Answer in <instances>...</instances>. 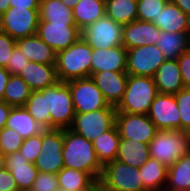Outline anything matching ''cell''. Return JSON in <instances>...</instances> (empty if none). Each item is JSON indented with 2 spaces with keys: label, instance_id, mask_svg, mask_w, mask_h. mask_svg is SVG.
<instances>
[{
  "label": "cell",
  "instance_id": "6da1fadb",
  "mask_svg": "<svg viewBox=\"0 0 190 191\" xmlns=\"http://www.w3.org/2000/svg\"><path fill=\"white\" fill-rule=\"evenodd\" d=\"M63 141L64 167L88 173L98 182L103 165L98 160L93 143L70 129H63Z\"/></svg>",
  "mask_w": 190,
  "mask_h": 191
},
{
  "label": "cell",
  "instance_id": "7a4b0ae2",
  "mask_svg": "<svg viewBox=\"0 0 190 191\" xmlns=\"http://www.w3.org/2000/svg\"><path fill=\"white\" fill-rule=\"evenodd\" d=\"M93 49L82 38L67 49L56 53V72L58 80L67 82L91 76V57Z\"/></svg>",
  "mask_w": 190,
  "mask_h": 191
},
{
  "label": "cell",
  "instance_id": "3957f363",
  "mask_svg": "<svg viewBox=\"0 0 190 191\" xmlns=\"http://www.w3.org/2000/svg\"><path fill=\"white\" fill-rule=\"evenodd\" d=\"M157 94L153 77L128 75L126 90L116 112L147 115Z\"/></svg>",
  "mask_w": 190,
  "mask_h": 191
},
{
  "label": "cell",
  "instance_id": "277c9868",
  "mask_svg": "<svg viewBox=\"0 0 190 191\" xmlns=\"http://www.w3.org/2000/svg\"><path fill=\"white\" fill-rule=\"evenodd\" d=\"M190 151L188 132L158 130L149 143V158L156 159L169 168Z\"/></svg>",
  "mask_w": 190,
  "mask_h": 191
},
{
  "label": "cell",
  "instance_id": "5b68a950",
  "mask_svg": "<svg viewBox=\"0 0 190 191\" xmlns=\"http://www.w3.org/2000/svg\"><path fill=\"white\" fill-rule=\"evenodd\" d=\"M47 114L51 116L52 129H69L75 110L72 94L67 82L58 81L46 88Z\"/></svg>",
  "mask_w": 190,
  "mask_h": 191
},
{
  "label": "cell",
  "instance_id": "8992f818",
  "mask_svg": "<svg viewBox=\"0 0 190 191\" xmlns=\"http://www.w3.org/2000/svg\"><path fill=\"white\" fill-rule=\"evenodd\" d=\"M99 182L112 191H147L139 168L114 160L103 166Z\"/></svg>",
  "mask_w": 190,
  "mask_h": 191
},
{
  "label": "cell",
  "instance_id": "52a82bcc",
  "mask_svg": "<svg viewBox=\"0 0 190 191\" xmlns=\"http://www.w3.org/2000/svg\"><path fill=\"white\" fill-rule=\"evenodd\" d=\"M39 9L9 7L0 16V31L17 40L37 34Z\"/></svg>",
  "mask_w": 190,
  "mask_h": 191
},
{
  "label": "cell",
  "instance_id": "ba28073f",
  "mask_svg": "<svg viewBox=\"0 0 190 191\" xmlns=\"http://www.w3.org/2000/svg\"><path fill=\"white\" fill-rule=\"evenodd\" d=\"M72 94L75 113L97 111L103 108H116L106 101L104 95L91 77L67 81Z\"/></svg>",
  "mask_w": 190,
  "mask_h": 191
},
{
  "label": "cell",
  "instance_id": "9c48e42d",
  "mask_svg": "<svg viewBox=\"0 0 190 191\" xmlns=\"http://www.w3.org/2000/svg\"><path fill=\"white\" fill-rule=\"evenodd\" d=\"M116 108H103L97 111L75 113L71 127L73 132L93 142L100 134L115 124Z\"/></svg>",
  "mask_w": 190,
  "mask_h": 191
},
{
  "label": "cell",
  "instance_id": "30bf717a",
  "mask_svg": "<svg viewBox=\"0 0 190 191\" xmlns=\"http://www.w3.org/2000/svg\"><path fill=\"white\" fill-rule=\"evenodd\" d=\"M63 145V129L42 131V147L34 162L38 172L57 174L64 168Z\"/></svg>",
  "mask_w": 190,
  "mask_h": 191
},
{
  "label": "cell",
  "instance_id": "8fae6325",
  "mask_svg": "<svg viewBox=\"0 0 190 191\" xmlns=\"http://www.w3.org/2000/svg\"><path fill=\"white\" fill-rule=\"evenodd\" d=\"M122 35L123 25L114 22L107 16L98 19L81 31V38L92 49H109L123 46Z\"/></svg>",
  "mask_w": 190,
  "mask_h": 191
},
{
  "label": "cell",
  "instance_id": "7c38bea8",
  "mask_svg": "<svg viewBox=\"0 0 190 191\" xmlns=\"http://www.w3.org/2000/svg\"><path fill=\"white\" fill-rule=\"evenodd\" d=\"M166 57L156 45H145L127 50L126 73L154 77Z\"/></svg>",
  "mask_w": 190,
  "mask_h": 191
},
{
  "label": "cell",
  "instance_id": "4fadbf2b",
  "mask_svg": "<svg viewBox=\"0 0 190 191\" xmlns=\"http://www.w3.org/2000/svg\"><path fill=\"white\" fill-rule=\"evenodd\" d=\"M115 125L120 138L149 144L158 129L148 115L116 112Z\"/></svg>",
  "mask_w": 190,
  "mask_h": 191
},
{
  "label": "cell",
  "instance_id": "5bb4252c",
  "mask_svg": "<svg viewBox=\"0 0 190 191\" xmlns=\"http://www.w3.org/2000/svg\"><path fill=\"white\" fill-rule=\"evenodd\" d=\"M147 115L158 130H181L180 111L174 94L158 93Z\"/></svg>",
  "mask_w": 190,
  "mask_h": 191
},
{
  "label": "cell",
  "instance_id": "9a60e30c",
  "mask_svg": "<svg viewBox=\"0 0 190 191\" xmlns=\"http://www.w3.org/2000/svg\"><path fill=\"white\" fill-rule=\"evenodd\" d=\"M37 35L57 53L80 39L81 30L76 25L39 21Z\"/></svg>",
  "mask_w": 190,
  "mask_h": 191
},
{
  "label": "cell",
  "instance_id": "2e32d148",
  "mask_svg": "<svg viewBox=\"0 0 190 191\" xmlns=\"http://www.w3.org/2000/svg\"><path fill=\"white\" fill-rule=\"evenodd\" d=\"M161 30L152 22L135 20L123 25V47L128 50L145 45H156Z\"/></svg>",
  "mask_w": 190,
  "mask_h": 191
},
{
  "label": "cell",
  "instance_id": "e0dca14e",
  "mask_svg": "<svg viewBox=\"0 0 190 191\" xmlns=\"http://www.w3.org/2000/svg\"><path fill=\"white\" fill-rule=\"evenodd\" d=\"M104 95L109 105L117 107L126 90V72L103 71L90 76Z\"/></svg>",
  "mask_w": 190,
  "mask_h": 191
},
{
  "label": "cell",
  "instance_id": "ac0fdd59",
  "mask_svg": "<svg viewBox=\"0 0 190 191\" xmlns=\"http://www.w3.org/2000/svg\"><path fill=\"white\" fill-rule=\"evenodd\" d=\"M127 50L123 46L93 49L91 75L103 71L126 72Z\"/></svg>",
  "mask_w": 190,
  "mask_h": 191
},
{
  "label": "cell",
  "instance_id": "d6986e66",
  "mask_svg": "<svg viewBox=\"0 0 190 191\" xmlns=\"http://www.w3.org/2000/svg\"><path fill=\"white\" fill-rule=\"evenodd\" d=\"M31 91H40L57 83L58 77L55 64H42L29 61L19 73Z\"/></svg>",
  "mask_w": 190,
  "mask_h": 191
},
{
  "label": "cell",
  "instance_id": "ffe728a7",
  "mask_svg": "<svg viewBox=\"0 0 190 191\" xmlns=\"http://www.w3.org/2000/svg\"><path fill=\"white\" fill-rule=\"evenodd\" d=\"M5 168L11 172L19 191H30L37 177L38 169L18 151L6 155Z\"/></svg>",
  "mask_w": 190,
  "mask_h": 191
},
{
  "label": "cell",
  "instance_id": "44dd1931",
  "mask_svg": "<svg viewBox=\"0 0 190 191\" xmlns=\"http://www.w3.org/2000/svg\"><path fill=\"white\" fill-rule=\"evenodd\" d=\"M153 78L158 93L176 94L184 88L177 59H166Z\"/></svg>",
  "mask_w": 190,
  "mask_h": 191
},
{
  "label": "cell",
  "instance_id": "7402d4cb",
  "mask_svg": "<svg viewBox=\"0 0 190 191\" xmlns=\"http://www.w3.org/2000/svg\"><path fill=\"white\" fill-rule=\"evenodd\" d=\"M16 46L29 61L56 64V52L37 34L17 39Z\"/></svg>",
  "mask_w": 190,
  "mask_h": 191
},
{
  "label": "cell",
  "instance_id": "603a6c76",
  "mask_svg": "<svg viewBox=\"0 0 190 191\" xmlns=\"http://www.w3.org/2000/svg\"><path fill=\"white\" fill-rule=\"evenodd\" d=\"M72 13L75 25L82 31L105 16V0H79Z\"/></svg>",
  "mask_w": 190,
  "mask_h": 191
},
{
  "label": "cell",
  "instance_id": "cb8c5ba5",
  "mask_svg": "<svg viewBox=\"0 0 190 191\" xmlns=\"http://www.w3.org/2000/svg\"><path fill=\"white\" fill-rule=\"evenodd\" d=\"M5 127L16 130L24 139L44 130L24 106L12 107Z\"/></svg>",
  "mask_w": 190,
  "mask_h": 191
},
{
  "label": "cell",
  "instance_id": "d4e9b609",
  "mask_svg": "<svg viewBox=\"0 0 190 191\" xmlns=\"http://www.w3.org/2000/svg\"><path fill=\"white\" fill-rule=\"evenodd\" d=\"M144 188L147 191H164L167 183L168 168L156 159L149 158L139 167Z\"/></svg>",
  "mask_w": 190,
  "mask_h": 191
},
{
  "label": "cell",
  "instance_id": "484cf974",
  "mask_svg": "<svg viewBox=\"0 0 190 191\" xmlns=\"http://www.w3.org/2000/svg\"><path fill=\"white\" fill-rule=\"evenodd\" d=\"M149 159V144L132 139L120 138L117 161L133 167H140Z\"/></svg>",
  "mask_w": 190,
  "mask_h": 191
},
{
  "label": "cell",
  "instance_id": "4316f807",
  "mask_svg": "<svg viewBox=\"0 0 190 191\" xmlns=\"http://www.w3.org/2000/svg\"><path fill=\"white\" fill-rule=\"evenodd\" d=\"M92 143L98 160L103 166L116 160L120 143L116 125L114 124L108 131L100 134Z\"/></svg>",
  "mask_w": 190,
  "mask_h": 191
},
{
  "label": "cell",
  "instance_id": "83f0119b",
  "mask_svg": "<svg viewBox=\"0 0 190 191\" xmlns=\"http://www.w3.org/2000/svg\"><path fill=\"white\" fill-rule=\"evenodd\" d=\"M157 27L161 31L187 33V15L170 0L157 17Z\"/></svg>",
  "mask_w": 190,
  "mask_h": 191
},
{
  "label": "cell",
  "instance_id": "f1b7e54d",
  "mask_svg": "<svg viewBox=\"0 0 190 191\" xmlns=\"http://www.w3.org/2000/svg\"><path fill=\"white\" fill-rule=\"evenodd\" d=\"M190 37L187 33L161 31L156 46L166 59H178L189 49Z\"/></svg>",
  "mask_w": 190,
  "mask_h": 191
},
{
  "label": "cell",
  "instance_id": "f546056e",
  "mask_svg": "<svg viewBox=\"0 0 190 191\" xmlns=\"http://www.w3.org/2000/svg\"><path fill=\"white\" fill-rule=\"evenodd\" d=\"M59 188L68 191H93L96 181L85 172L62 168L57 174Z\"/></svg>",
  "mask_w": 190,
  "mask_h": 191
},
{
  "label": "cell",
  "instance_id": "4dcf8cb0",
  "mask_svg": "<svg viewBox=\"0 0 190 191\" xmlns=\"http://www.w3.org/2000/svg\"><path fill=\"white\" fill-rule=\"evenodd\" d=\"M39 18V21L75 25L72 9L61 0H40Z\"/></svg>",
  "mask_w": 190,
  "mask_h": 191
},
{
  "label": "cell",
  "instance_id": "1f68e13d",
  "mask_svg": "<svg viewBox=\"0 0 190 191\" xmlns=\"http://www.w3.org/2000/svg\"><path fill=\"white\" fill-rule=\"evenodd\" d=\"M190 189V151L168 168L164 191Z\"/></svg>",
  "mask_w": 190,
  "mask_h": 191
},
{
  "label": "cell",
  "instance_id": "d6a6232c",
  "mask_svg": "<svg viewBox=\"0 0 190 191\" xmlns=\"http://www.w3.org/2000/svg\"><path fill=\"white\" fill-rule=\"evenodd\" d=\"M105 16L126 25L137 20V0H105Z\"/></svg>",
  "mask_w": 190,
  "mask_h": 191
},
{
  "label": "cell",
  "instance_id": "836d02e7",
  "mask_svg": "<svg viewBox=\"0 0 190 191\" xmlns=\"http://www.w3.org/2000/svg\"><path fill=\"white\" fill-rule=\"evenodd\" d=\"M24 107L44 130H51V116L47 114L46 88L31 91Z\"/></svg>",
  "mask_w": 190,
  "mask_h": 191
},
{
  "label": "cell",
  "instance_id": "e575fe53",
  "mask_svg": "<svg viewBox=\"0 0 190 191\" xmlns=\"http://www.w3.org/2000/svg\"><path fill=\"white\" fill-rule=\"evenodd\" d=\"M31 89L19 75H11L3 95V101L13 107L24 106Z\"/></svg>",
  "mask_w": 190,
  "mask_h": 191
},
{
  "label": "cell",
  "instance_id": "d590c367",
  "mask_svg": "<svg viewBox=\"0 0 190 191\" xmlns=\"http://www.w3.org/2000/svg\"><path fill=\"white\" fill-rule=\"evenodd\" d=\"M170 0H137V20L152 22L157 26V17Z\"/></svg>",
  "mask_w": 190,
  "mask_h": 191
},
{
  "label": "cell",
  "instance_id": "8d00e7d4",
  "mask_svg": "<svg viewBox=\"0 0 190 191\" xmlns=\"http://www.w3.org/2000/svg\"><path fill=\"white\" fill-rule=\"evenodd\" d=\"M23 141L24 138L14 129L4 127L0 131V151L4 155L18 152Z\"/></svg>",
  "mask_w": 190,
  "mask_h": 191
},
{
  "label": "cell",
  "instance_id": "74e56055",
  "mask_svg": "<svg viewBox=\"0 0 190 191\" xmlns=\"http://www.w3.org/2000/svg\"><path fill=\"white\" fill-rule=\"evenodd\" d=\"M181 119V131L188 132L190 130V88H183L174 94Z\"/></svg>",
  "mask_w": 190,
  "mask_h": 191
},
{
  "label": "cell",
  "instance_id": "f35d334b",
  "mask_svg": "<svg viewBox=\"0 0 190 191\" xmlns=\"http://www.w3.org/2000/svg\"><path fill=\"white\" fill-rule=\"evenodd\" d=\"M42 147V132L24 139L19 152L30 163H34Z\"/></svg>",
  "mask_w": 190,
  "mask_h": 191
},
{
  "label": "cell",
  "instance_id": "ab89813d",
  "mask_svg": "<svg viewBox=\"0 0 190 191\" xmlns=\"http://www.w3.org/2000/svg\"><path fill=\"white\" fill-rule=\"evenodd\" d=\"M58 189L56 174L38 172L30 191H57Z\"/></svg>",
  "mask_w": 190,
  "mask_h": 191
},
{
  "label": "cell",
  "instance_id": "60d3db41",
  "mask_svg": "<svg viewBox=\"0 0 190 191\" xmlns=\"http://www.w3.org/2000/svg\"><path fill=\"white\" fill-rule=\"evenodd\" d=\"M15 46L16 40L0 31V67L6 68Z\"/></svg>",
  "mask_w": 190,
  "mask_h": 191
},
{
  "label": "cell",
  "instance_id": "b9f144b4",
  "mask_svg": "<svg viewBox=\"0 0 190 191\" xmlns=\"http://www.w3.org/2000/svg\"><path fill=\"white\" fill-rule=\"evenodd\" d=\"M28 62L27 57L15 46L6 65V69L11 75H19Z\"/></svg>",
  "mask_w": 190,
  "mask_h": 191
},
{
  "label": "cell",
  "instance_id": "7bdbcfd3",
  "mask_svg": "<svg viewBox=\"0 0 190 191\" xmlns=\"http://www.w3.org/2000/svg\"><path fill=\"white\" fill-rule=\"evenodd\" d=\"M180 73L183 79L184 88H190V50L184 52L178 59Z\"/></svg>",
  "mask_w": 190,
  "mask_h": 191
},
{
  "label": "cell",
  "instance_id": "ee69618b",
  "mask_svg": "<svg viewBox=\"0 0 190 191\" xmlns=\"http://www.w3.org/2000/svg\"><path fill=\"white\" fill-rule=\"evenodd\" d=\"M0 191H19L11 172L6 168L0 169Z\"/></svg>",
  "mask_w": 190,
  "mask_h": 191
},
{
  "label": "cell",
  "instance_id": "f6af8a7d",
  "mask_svg": "<svg viewBox=\"0 0 190 191\" xmlns=\"http://www.w3.org/2000/svg\"><path fill=\"white\" fill-rule=\"evenodd\" d=\"M40 0H9V7L39 9Z\"/></svg>",
  "mask_w": 190,
  "mask_h": 191
},
{
  "label": "cell",
  "instance_id": "bcb514c9",
  "mask_svg": "<svg viewBox=\"0 0 190 191\" xmlns=\"http://www.w3.org/2000/svg\"><path fill=\"white\" fill-rule=\"evenodd\" d=\"M13 106L8 105L5 101H0V131L5 127Z\"/></svg>",
  "mask_w": 190,
  "mask_h": 191
},
{
  "label": "cell",
  "instance_id": "7dc6e473",
  "mask_svg": "<svg viewBox=\"0 0 190 191\" xmlns=\"http://www.w3.org/2000/svg\"><path fill=\"white\" fill-rule=\"evenodd\" d=\"M11 74L6 68L0 67V101H3V95Z\"/></svg>",
  "mask_w": 190,
  "mask_h": 191
},
{
  "label": "cell",
  "instance_id": "c3c4849f",
  "mask_svg": "<svg viewBox=\"0 0 190 191\" xmlns=\"http://www.w3.org/2000/svg\"><path fill=\"white\" fill-rule=\"evenodd\" d=\"M177 5L186 15L190 14V0H171Z\"/></svg>",
  "mask_w": 190,
  "mask_h": 191
},
{
  "label": "cell",
  "instance_id": "681fc988",
  "mask_svg": "<svg viewBox=\"0 0 190 191\" xmlns=\"http://www.w3.org/2000/svg\"><path fill=\"white\" fill-rule=\"evenodd\" d=\"M9 8V0H0V16Z\"/></svg>",
  "mask_w": 190,
  "mask_h": 191
},
{
  "label": "cell",
  "instance_id": "f907efd6",
  "mask_svg": "<svg viewBox=\"0 0 190 191\" xmlns=\"http://www.w3.org/2000/svg\"><path fill=\"white\" fill-rule=\"evenodd\" d=\"M62 3L69 8H73L78 2L79 0H61Z\"/></svg>",
  "mask_w": 190,
  "mask_h": 191
},
{
  "label": "cell",
  "instance_id": "816d5d0a",
  "mask_svg": "<svg viewBox=\"0 0 190 191\" xmlns=\"http://www.w3.org/2000/svg\"><path fill=\"white\" fill-rule=\"evenodd\" d=\"M93 191H112L109 190L107 188H105L99 181L96 183V185L94 186Z\"/></svg>",
  "mask_w": 190,
  "mask_h": 191
},
{
  "label": "cell",
  "instance_id": "f5cc1de1",
  "mask_svg": "<svg viewBox=\"0 0 190 191\" xmlns=\"http://www.w3.org/2000/svg\"><path fill=\"white\" fill-rule=\"evenodd\" d=\"M5 159H6V155H4L1 151H0V169L5 168Z\"/></svg>",
  "mask_w": 190,
  "mask_h": 191
},
{
  "label": "cell",
  "instance_id": "db71d44e",
  "mask_svg": "<svg viewBox=\"0 0 190 191\" xmlns=\"http://www.w3.org/2000/svg\"><path fill=\"white\" fill-rule=\"evenodd\" d=\"M187 34L190 37V14L187 15Z\"/></svg>",
  "mask_w": 190,
  "mask_h": 191
},
{
  "label": "cell",
  "instance_id": "11a10c76",
  "mask_svg": "<svg viewBox=\"0 0 190 191\" xmlns=\"http://www.w3.org/2000/svg\"><path fill=\"white\" fill-rule=\"evenodd\" d=\"M178 191H190V189H183V190H178Z\"/></svg>",
  "mask_w": 190,
  "mask_h": 191
},
{
  "label": "cell",
  "instance_id": "9f6ffc18",
  "mask_svg": "<svg viewBox=\"0 0 190 191\" xmlns=\"http://www.w3.org/2000/svg\"><path fill=\"white\" fill-rule=\"evenodd\" d=\"M57 191H68V190H64V189L59 188Z\"/></svg>",
  "mask_w": 190,
  "mask_h": 191
},
{
  "label": "cell",
  "instance_id": "6f0895ef",
  "mask_svg": "<svg viewBox=\"0 0 190 191\" xmlns=\"http://www.w3.org/2000/svg\"><path fill=\"white\" fill-rule=\"evenodd\" d=\"M188 135H189V142H190V130L188 131Z\"/></svg>",
  "mask_w": 190,
  "mask_h": 191
}]
</instances>
